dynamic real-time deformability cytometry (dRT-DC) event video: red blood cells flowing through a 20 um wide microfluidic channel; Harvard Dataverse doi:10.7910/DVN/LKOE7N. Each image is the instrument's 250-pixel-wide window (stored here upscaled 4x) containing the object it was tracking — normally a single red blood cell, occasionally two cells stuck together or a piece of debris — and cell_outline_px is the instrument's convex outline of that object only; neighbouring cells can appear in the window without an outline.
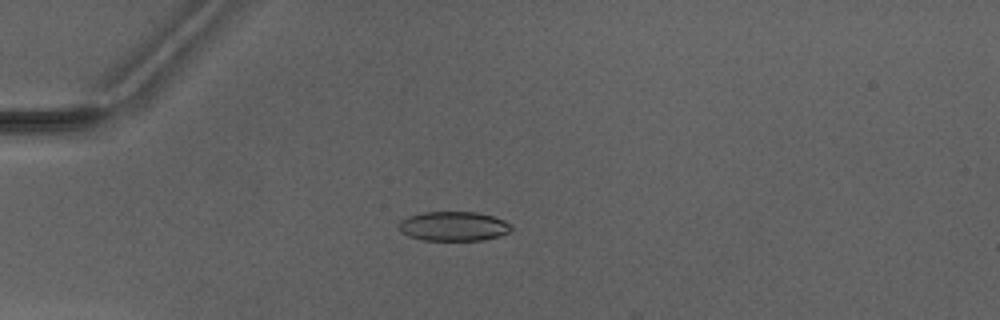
{"species": "Egyptian fruit bat (a non-hibernating species)", "species_latin": "Rousettus aegyptiacus", "temperature_condition": "warm", "stored_images_in_passage": 6, "camera_frame_rate_fps": 3000, "um_per_image_px": 0.085, "animal": {"sex": "male"}, "frame": {"image": 1, "passage_image": 4, "time_ms": 3.667, "image_size_px": [1000, 320], "cell_outline_px": [[512, 228], [508, 232], [484, 240], [420, 240], [408, 236], [400, 232], [396, 224], [400, 220], [408, 216], [424, 212], [476, 212], [492, 216], [504, 220], [512, 224]], "centroid_in_image_um": [38.49, 19.23], "position_along_channel_um": 46.5, "area_um2": 19.42}}